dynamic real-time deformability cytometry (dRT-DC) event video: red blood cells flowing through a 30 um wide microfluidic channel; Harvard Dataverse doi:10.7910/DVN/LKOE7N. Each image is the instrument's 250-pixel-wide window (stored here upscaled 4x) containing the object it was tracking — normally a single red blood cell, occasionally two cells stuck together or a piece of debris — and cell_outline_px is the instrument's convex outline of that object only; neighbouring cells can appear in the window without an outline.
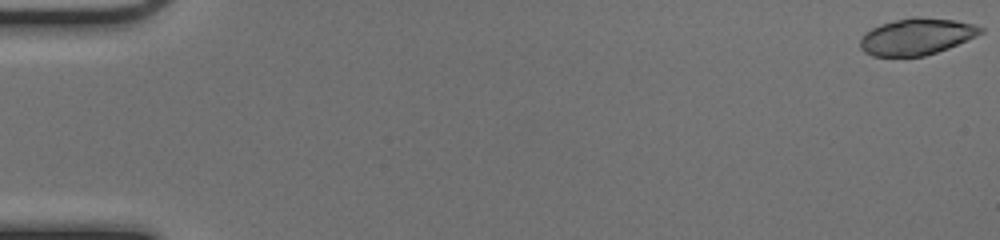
{"species": "common noctule bat (a hibernating species)", "species_latin": "Nyctalus noctula", "temperature_condition": "cold", "stored_images_in_passage": 4, "camera_frame_rate_fps": 3000, "um_per_image_px": 0.085, "animal": {"sex": "female", "body_mass_g": 17.0, "forearm_length_mm": 48.0}, "frame": {"image": 1, "passage_image": 1, "time_ms": 0.0, "image_size_px": [1000, 240], "cell_outline_px": [[984, 32], [976, 36], [948, 48], [924, 56], [872, 56], [864, 52], [860, 48], [860, 40], [872, 28], [880, 24], [912, 16], [916, 16], [956, 20], [972, 24], [984, 28]], "centroid_in_image_um": [77.92, 3.1], "position_along_channel_um": 7.1, "area_um2": 25.55}}